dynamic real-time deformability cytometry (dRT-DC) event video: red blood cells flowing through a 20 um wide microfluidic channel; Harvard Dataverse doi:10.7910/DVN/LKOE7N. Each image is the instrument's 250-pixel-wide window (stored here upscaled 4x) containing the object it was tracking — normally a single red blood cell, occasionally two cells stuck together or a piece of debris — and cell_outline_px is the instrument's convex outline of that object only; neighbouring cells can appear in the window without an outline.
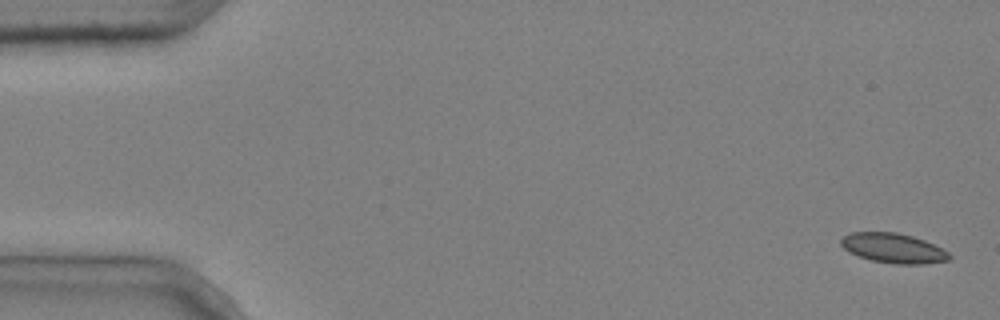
{"species": "common noctule bat (a hibernating species)", "species_latin": "Nyctalus noctula", "temperature_condition": "cold", "stored_images_in_passage": 5, "camera_frame_rate_fps": 3000, "um_per_image_px": 0.085, "animal": {"sex": "male", "body_mass_g": 20.4}, "frame": {"image": 1, "passage_image": 1, "time_ms": 0.0, "image_size_px": [1000, 320], "cell_outline_px": [[952, 256], [948, 260], [924, 264], [896, 264], [872, 260], [848, 252], [840, 244], [840, 240], [844, 236], [852, 232], [896, 232], [912, 236], [924, 240], [948, 252]], "centroid_in_image_um": [75.92, 21.09], "position_along_channel_um": 9.1, "area_um2": 18.61}}
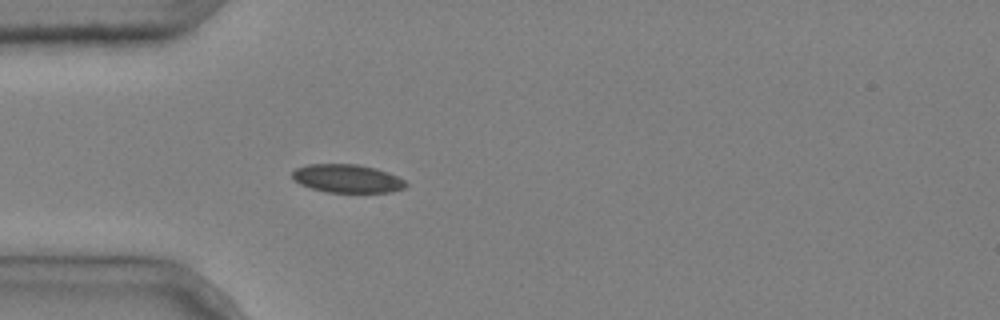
{"frame": {"image": 2, "passage_image": 5, "time_ms": 1.333, "image_size_px": [1000, 320], "cell_outline_px": [[408, 184], [404, 188], [392, 192], [328, 192], [312, 188], [300, 184], [292, 180], [292, 172], [296, 168], [308, 164], [356, 164], [376, 168], [388, 172], [404, 180]], "centroid_in_image_um": [29.5, 15.17], "position_along_channel_um": 55.5, "area_um2": 18.73}}